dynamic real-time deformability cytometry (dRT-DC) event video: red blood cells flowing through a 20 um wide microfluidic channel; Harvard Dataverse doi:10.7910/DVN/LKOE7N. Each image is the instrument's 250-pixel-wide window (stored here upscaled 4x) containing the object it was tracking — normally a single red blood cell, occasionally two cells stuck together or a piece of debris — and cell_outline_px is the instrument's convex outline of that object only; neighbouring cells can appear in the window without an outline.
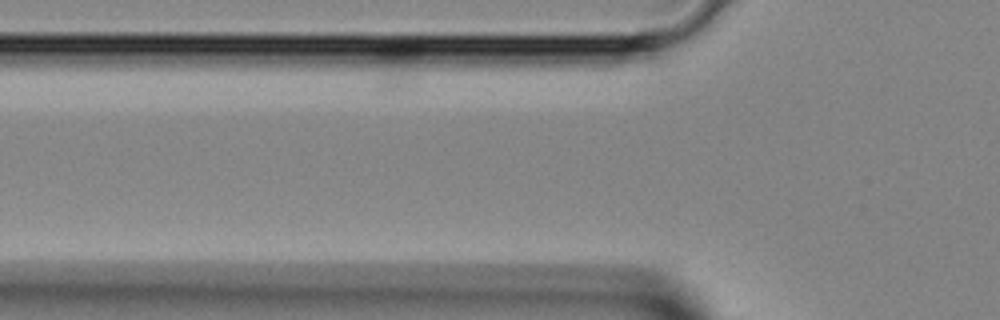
{"species": "Egyptian fruit bat (a non-hibernating species)", "species_latin": "Rousettus aegyptiacus", "temperature_condition": "room temperature", "stored_images_in_passage": 35, "segment_of_instrument_passage": [1, 2], "camera_frame_rate_fps": 3000, "um_per_image_px": 0.085, "animal": {"sex": "female"}, "frame": {"image": 1, "passage_image": 6, "time_ms": 1.667, "image_size_px": [1000, 320], "cell_outline_px": [[420, 56], [412, 80], [408, 88], [400, 92], [384, 92], [376, 88], [372, 56], [372, 48], [380, 44], [420, 44]], "centroid_in_image_um": [33.57, 5.6], "position_along_channel_um": 92.2, "area_um2": 14.1}}
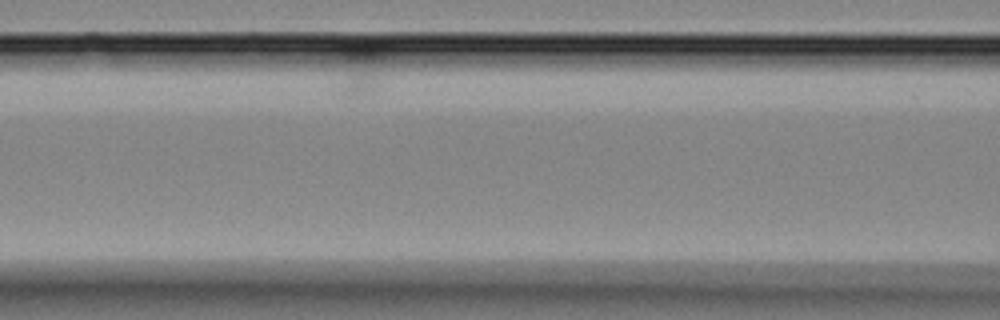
{"frame": {"image": 2, "passage_image": 16, "time_ms": 5.0, "image_size_px": [1000, 320], "cell_outline_px": [[384, 56], [380, 80], [368, 96], [348, 96], [340, 92], [336, 56], [336, 52], [340, 44], [384, 44]], "centroid_in_image_um": [30.54, 5.78], "position_along_channel_um": 136.1, "area_um2": 15.66}}
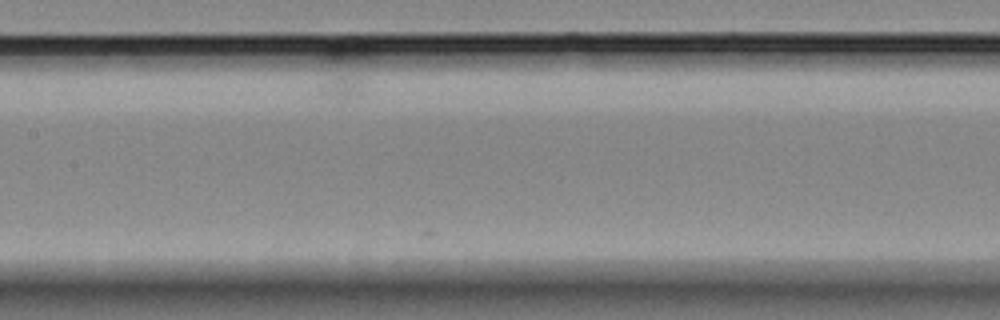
{"frame": {"image": 3, "passage_image": 25, "time_ms": 8.0, "image_size_px": [1000, 320], "cell_outline_px": [[368, 56], [360, 96], [336, 100], [328, 96], [320, 88], [320, 48], [328, 44], [368, 44]], "centroid_in_image_um": [29.15, 5.93], "position_along_channel_um": 178.3, "area_um2": 16.99}}